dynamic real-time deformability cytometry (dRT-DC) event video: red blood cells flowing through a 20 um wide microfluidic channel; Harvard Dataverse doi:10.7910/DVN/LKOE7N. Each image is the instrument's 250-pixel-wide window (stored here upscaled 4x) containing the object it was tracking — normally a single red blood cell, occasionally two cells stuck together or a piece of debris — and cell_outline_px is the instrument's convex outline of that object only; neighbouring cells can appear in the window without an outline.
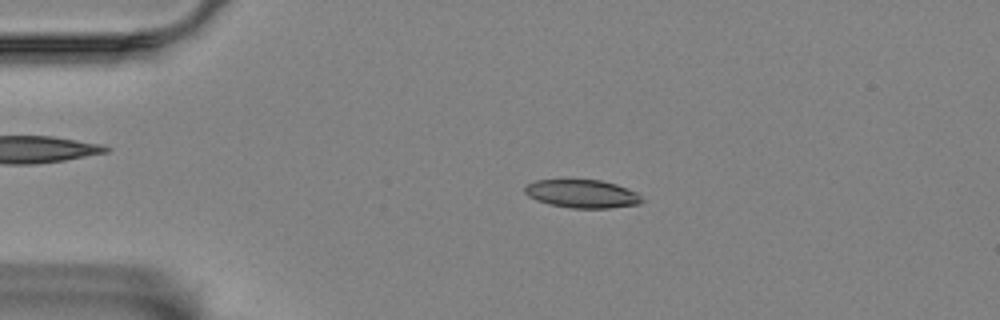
{"species": "Egyptian fruit bat (a non-hibernating species)", "species_latin": "Rousettus aegyptiacus", "temperature_condition": "room temperature", "stored_images_in_passage": 48, "camera_frame_rate_fps": 3000, "um_per_image_px": 0.085, "animal": {"sex": "female"}, "frame": {"image": 1, "passage_image": 10, "time_ms": 3.0, "image_size_px": [1000, 320], "cell_outline_px": [[644, 200], [640, 204], [608, 208], [572, 208], [548, 204], [536, 200], [528, 196], [524, 192], [524, 188], [528, 184], [536, 180], [600, 180], [616, 184], [628, 188], [636, 192]], "centroid_in_image_um": [49.48, 16.48], "position_along_channel_um": 35.5, "area_um2": 19.25}}
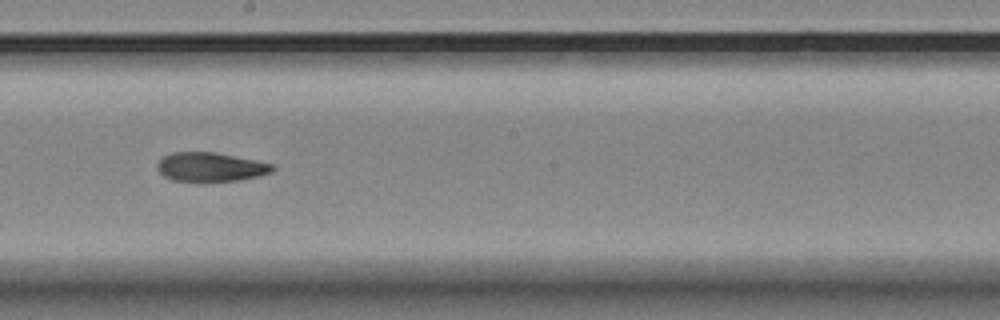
{"frame": {"image": 2, "passage_image": 30, "time_ms": 9.667, "image_size_px": [1000, 320], "cell_outline_px": [[276, 168], [272, 172], [240, 180], [172, 180], [164, 176], [156, 168], [156, 164], [164, 156], [172, 152], [216, 152], [256, 160], [272, 164]], "centroid_in_image_um": [17.89, 14.17], "position_along_channel_um": 230.3, "area_um2": 19.19}}
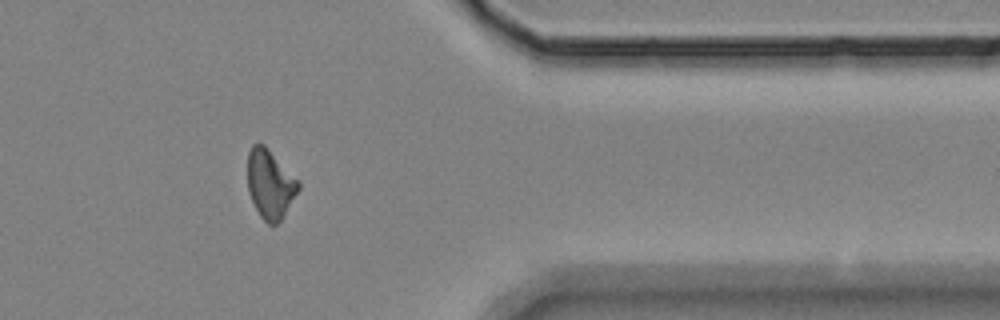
{"frame": {"image": 3, "passage_image": 45, "time_ms": 14.667, "image_size_px": [1000, 320], "cell_outline_px": [[300, 188], [280, 220], [276, 224], [268, 224], [260, 216], [248, 192], [248, 152], [252, 144], [264, 144], [300, 180]], "centroid_in_image_um": [22.97, 15.62], "position_along_channel_um": 388.4, "area_um2": 20.35}, "authors_computed_cell_mechanics": {"area_um2": 19.9699, "velocity_mm_per_s": 3.4787, "shape_relaxation_time_tau1_ms": null, "shape_relaxation_time_tau2_ms": 3.5893, "deformation_change_tau1": null, "deformation_change_tau2": 0.1026}}